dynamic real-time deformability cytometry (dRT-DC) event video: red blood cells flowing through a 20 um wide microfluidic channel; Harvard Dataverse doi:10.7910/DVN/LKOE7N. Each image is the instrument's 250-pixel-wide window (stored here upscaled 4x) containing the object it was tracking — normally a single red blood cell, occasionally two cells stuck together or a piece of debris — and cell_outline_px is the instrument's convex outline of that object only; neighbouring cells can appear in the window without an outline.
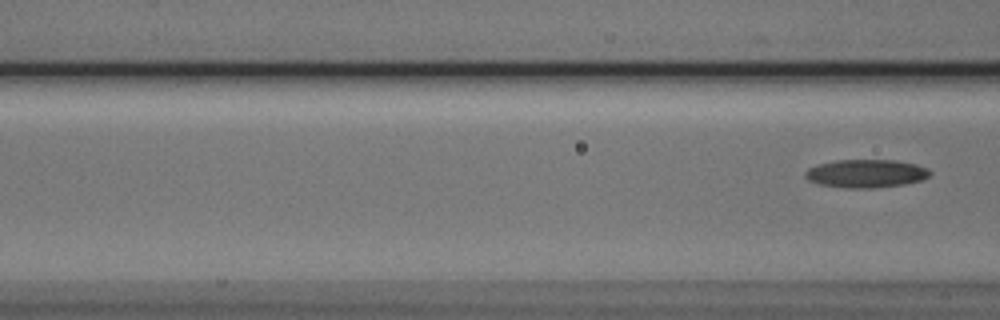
{"species": "Egyptian fruit bat (a non-hibernating species)", "species_latin": "Rousettus aegyptiacus", "temperature_condition": "cold", "stored_images_in_passage": 4, "camera_frame_rate_fps": 3000, "um_per_image_px": 0.085, "animal": {"sex": "male"}, "frame": {"image": 1, "passage_image": 4, "time_ms": 4.333, "image_size_px": [1000, 320], "cell_outline_px": [[932, 172], [924, 180], [904, 184], [872, 188], [844, 188], [820, 184], [808, 180], [804, 176], [804, 172], [808, 168], [820, 164], [836, 160], [896, 160], [916, 164], [928, 168]], "centroid_in_image_um": [73.63, 14.75], "position_along_channel_um": 93.0, "area_um2": 20.58}}